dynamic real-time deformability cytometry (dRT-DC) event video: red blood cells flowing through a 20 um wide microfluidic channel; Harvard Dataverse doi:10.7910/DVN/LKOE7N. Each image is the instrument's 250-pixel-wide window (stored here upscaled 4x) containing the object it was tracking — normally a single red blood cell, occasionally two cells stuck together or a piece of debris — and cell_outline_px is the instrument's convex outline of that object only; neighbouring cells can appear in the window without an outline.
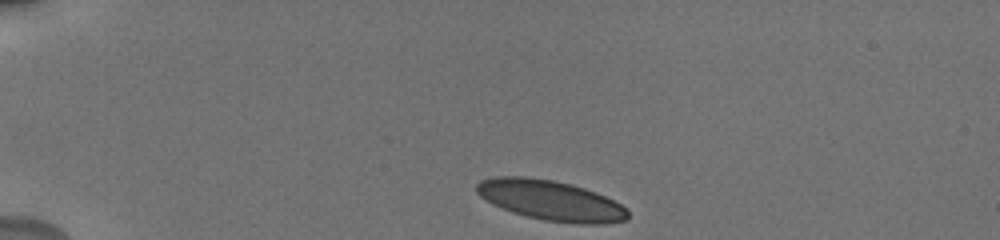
{"species": "human", "species_latin": "Homo sapiens", "temperature_condition": "cold", "stored_images_in_passage": 29, "camera_frame_rate_fps": 3000, "um_per_image_px": 0.085, "donor": {"sex": "male"}, "frame": {"image": 1, "passage_image": 1, "time_ms": 0.0, "image_size_px": [1000, 240], "cell_outline_px": [[628, 220], [604, 224], [580, 224], [544, 220], [512, 212], [492, 204], [480, 196], [476, 192], [476, 184], [480, 180], [496, 176], [524, 176], [552, 180], [572, 184], [596, 192], [628, 208]], "centroid_in_image_um": [46.81, 17.03], "position_along_channel_um": 38.2, "area_um2": 35.43}}
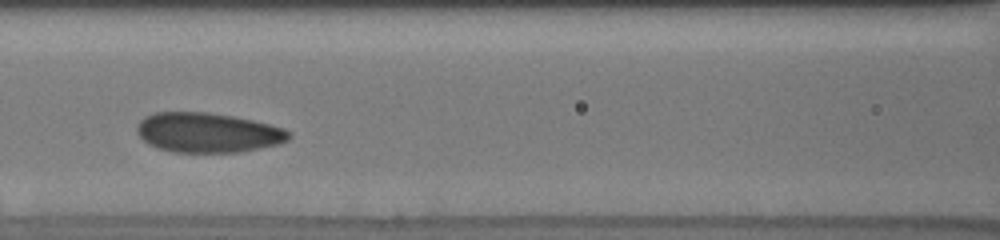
{"frame": {"image": 2, "passage_image": 11, "time_ms": 4.667, "image_size_px": [1000, 240], "cell_outline_px": [[292, 136], [288, 140], [280, 144], [240, 152], [172, 152], [156, 148], [148, 144], [136, 132], [136, 128], [140, 120], [144, 116], [156, 112], [208, 112], [232, 116], [252, 120], [284, 128], [292, 132]], "centroid_in_image_um": [17.66, 11.27], "position_along_channel_um": 148.9, "area_um2": 35.43}}
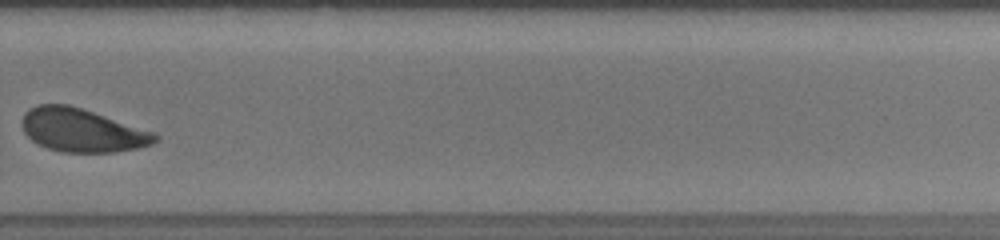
{"frame": {"image": 3, "passage_image": 20, "time_ms": 9.333, "image_size_px": [1000, 240], "cell_outline_px": [[160, 136], [152, 144], [140, 148], [116, 152], [64, 152], [48, 148], [36, 144], [24, 132], [20, 124], [24, 112], [28, 108], [36, 104], [68, 104], [84, 108], [156, 132]], "centroid_in_image_um": [6.98, 11.06], "position_along_channel_um": 322.8, "area_um2": 34.22}, "authors_computed_cell_mechanics": {"area_um2": 34.2176, "velocity_mm_per_s": 3.7342, "shape_relaxation_time_tau1_ms": 4.3177, "shape_relaxation_time_tau2_ms": 0.8644, "deformation_change_tau1": 0.1106, "deformation_change_tau2": 0.0631}}